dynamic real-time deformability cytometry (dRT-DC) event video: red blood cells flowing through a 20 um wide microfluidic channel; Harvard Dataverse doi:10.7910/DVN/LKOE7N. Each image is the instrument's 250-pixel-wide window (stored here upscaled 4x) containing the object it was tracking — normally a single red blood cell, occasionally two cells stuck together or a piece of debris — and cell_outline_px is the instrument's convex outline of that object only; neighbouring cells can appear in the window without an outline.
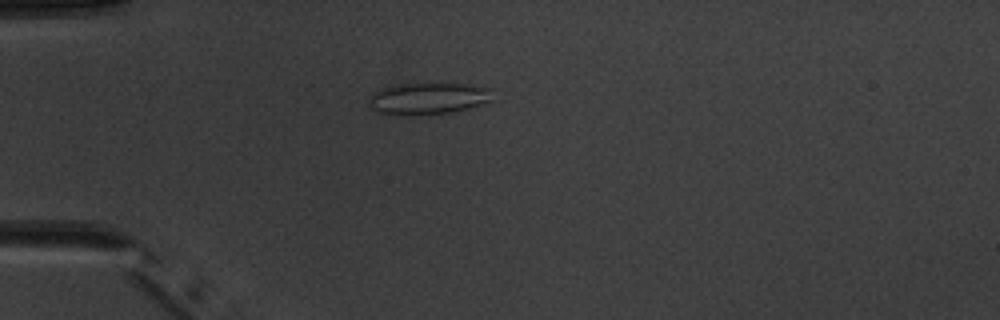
{"species": "common noctule bat (a hibernating species)", "species_latin": "Nyctalus noctula", "temperature_condition": "warm", "stored_images_in_passage": 5, "camera_frame_rate_fps": 3000, "um_per_image_px": 0.085, "animal": {"sex": "male", "body_mass_g": 20.1, "forearm_length_mm": 53.5}, "frame": {"image": 1, "passage_image": 4, "time_ms": 4.0, "image_size_px": [1000, 320], "cell_outline_px": [[496, 100], [472, 108], [456, 112], [404, 116], [376, 112], [368, 104], [368, 96], [372, 92], [396, 84], [468, 84], [492, 88]], "centroid_in_image_um": [36.45, 8.39], "position_along_channel_um": 48.5, "area_um2": 23.58}}